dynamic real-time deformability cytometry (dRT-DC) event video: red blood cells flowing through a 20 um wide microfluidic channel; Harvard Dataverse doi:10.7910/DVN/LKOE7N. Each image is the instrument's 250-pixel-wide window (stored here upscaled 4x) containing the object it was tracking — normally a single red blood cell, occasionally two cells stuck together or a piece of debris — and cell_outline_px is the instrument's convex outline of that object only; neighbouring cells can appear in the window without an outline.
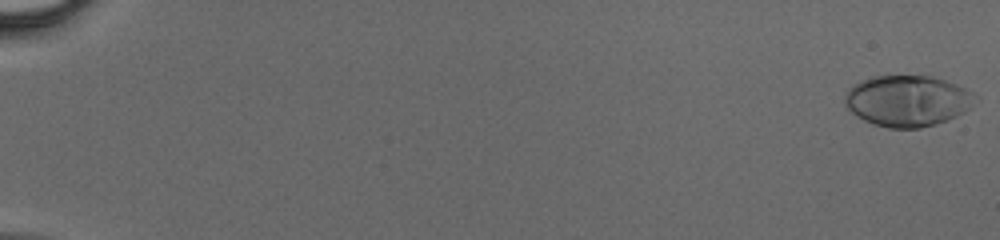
{"species": "human", "species_latin": "Homo sapiens", "temperature_condition": "cold", "stored_images_in_passage": 48, "camera_frame_rate_fps": 3000, "um_per_image_px": 0.085, "donor": {"sex": "male"}, "frame": {"image": 1, "passage_image": 1, "time_ms": 0.0, "image_size_px": [1000, 240], "cell_outline_px": [[980, 100], [964, 112], [948, 120], [936, 124], [920, 128], [888, 128], [872, 124], [856, 116], [844, 104], [844, 96], [848, 88], [852, 84], [860, 80], [872, 76], [932, 76], [956, 84], [972, 92]], "centroid_in_image_um": [77.13, 8.57], "position_along_channel_um": 7.9, "area_um2": 39.19}}
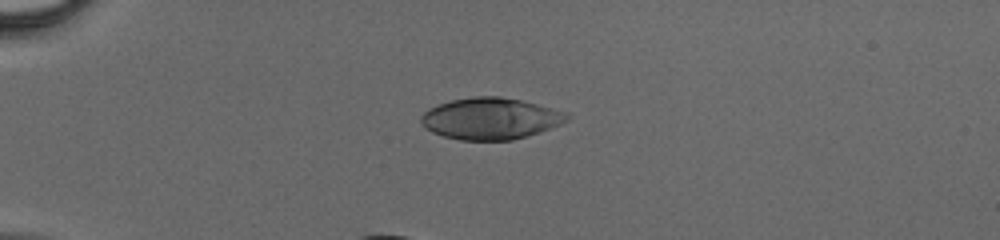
{"frame": {"image": 2, "passage_image": 14, "time_ms": 4.333, "image_size_px": [1000, 240], "cell_outline_px": [[572, 116], [568, 120], [560, 124], [540, 132], [512, 140], [460, 140], [444, 136], [432, 132], [420, 124], [420, 116], [428, 108], [452, 100], [472, 96], [500, 96], [520, 100], [568, 112]], "centroid_in_image_um": [41.69, 10.07], "position_along_channel_um": 43.3, "area_um2": 35.43}}